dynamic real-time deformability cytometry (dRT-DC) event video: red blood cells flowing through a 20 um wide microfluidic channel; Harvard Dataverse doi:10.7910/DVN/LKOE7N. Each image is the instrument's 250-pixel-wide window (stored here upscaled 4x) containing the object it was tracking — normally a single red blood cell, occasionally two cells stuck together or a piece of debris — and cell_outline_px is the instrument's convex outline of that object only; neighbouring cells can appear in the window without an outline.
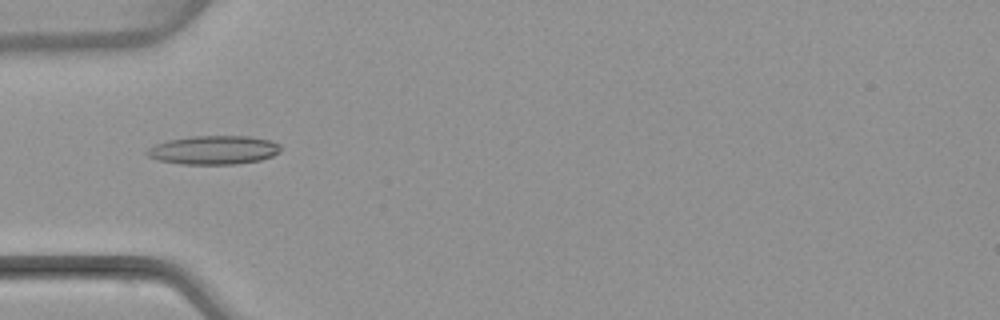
{"species": "common noctule bat (a hibernating species)", "species_latin": "Nyctalus noctula", "temperature_condition": "warm", "stored_images_in_passage": 7, "camera_frame_rate_fps": 3000, "um_per_image_px": 0.085, "animal": {"sex": "female", "body_mass_g": 22.7, "forearm_length_mm": 54.2}, "frame": {"image": 1, "passage_image": 4, "time_ms": 4.667, "image_size_px": [1000, 320], "cell_outline_px": [[280, 152], [272, 156], [260, 160], [236, 164], [180, 164], [160, 160], [148, 156], [144, 152], [148, 148], [156, 144], [168, 140], [192, 136], [248, 136], [268, 140], [280, 144]], "centroid_in_image_um": [18.16, 12.75], "position_along_channel_um": 66.8, "area_um2": 22.31}}
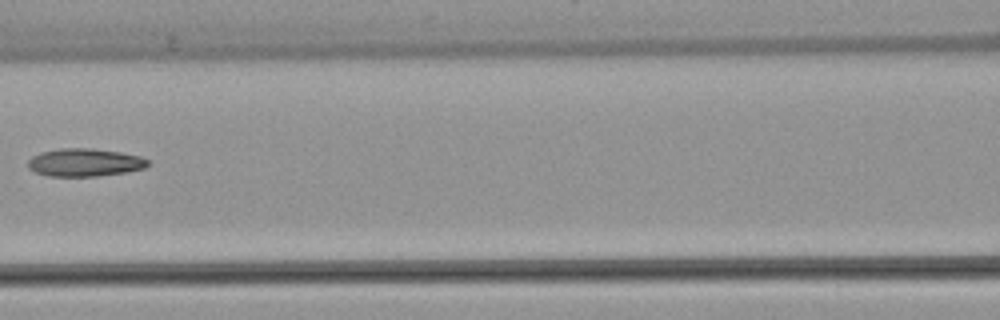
{"frame": {"image": 2, "passage_image": 6, "time_ms": 7.0, "image_size_px": [1000, 320], "cell_outline_px": [[148, 164], [144, 168], [124, 172], [96, 176], [48, 176], [36, 172], [28, 168], [28, 160], [32, 156], [40, 152], [60, 148], [92, 148], [120, 152], [140, 156], [148, 160]], "centroid_in_image_um": [7.16, 13.8], "position_along_channel_um": 159.4, "area_um2": 19.42}}
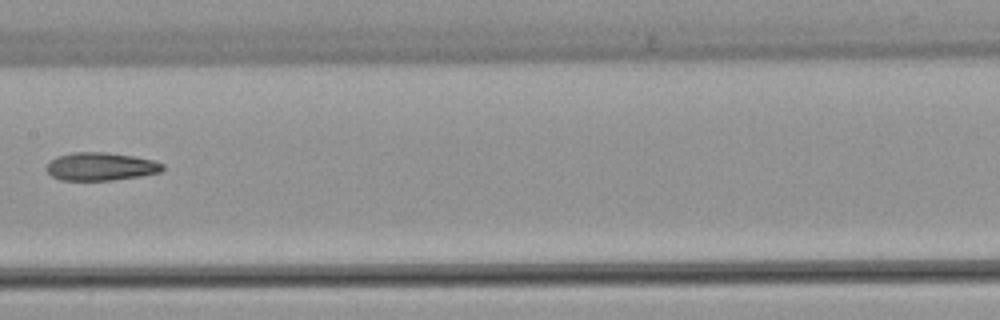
{"frame": {"image": 3, "passage_image": 7, "time_ms": 8.0, "image_size_px": [1000, 320], "cell_outline_px": [[164, 168], [160, 172], [140, 176], [112, 180], [60, 180], [52, 176], [44, 168], [56, 156], [72, 152], [104, 152], [132, 156], [152, 160], [164, 164]], "centroid_in_image_um": [8.54, 14.15], "position_along_channel_um": 198.9, "area_um2": 18.9}}